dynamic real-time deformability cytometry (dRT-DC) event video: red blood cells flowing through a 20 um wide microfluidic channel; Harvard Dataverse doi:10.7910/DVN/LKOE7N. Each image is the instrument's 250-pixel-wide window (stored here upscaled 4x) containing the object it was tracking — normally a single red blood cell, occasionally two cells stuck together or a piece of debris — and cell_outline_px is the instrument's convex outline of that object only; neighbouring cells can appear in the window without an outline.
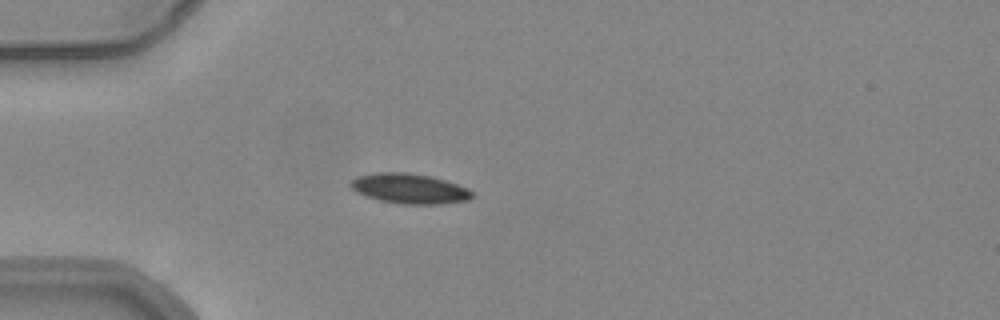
{"species": "common noctule bat (a hibernating species)", "species_latin": "Nyctalus noctula", "temperature_condition": "warm", "stored_images_in_passage": 26, "camera_frame_rate_fps": 3000, "um_per_image_px": 0.085, "animal": {"sex": "female", "body_mass_g": 24.6, "forearm_length_mm": 56.2}, "frame": {"image": 1, "passage_image": 1, "time_ms": 0.0, "image_size_px": [1000, 320], "cell_outline_px": [[476, 196], [468, 200], [444, 204], [400, 204], [380, 200], [364, 196], [356, 192], [348, 184], [352, 180], [360, 176], [376, 172], [408, 172], [428, 176], [444, 180], [468, 188]], "centroid_in_image_um": [34.81, 16.04], "position_along_channel_um": 50.2, "area_um2": 21.33}}
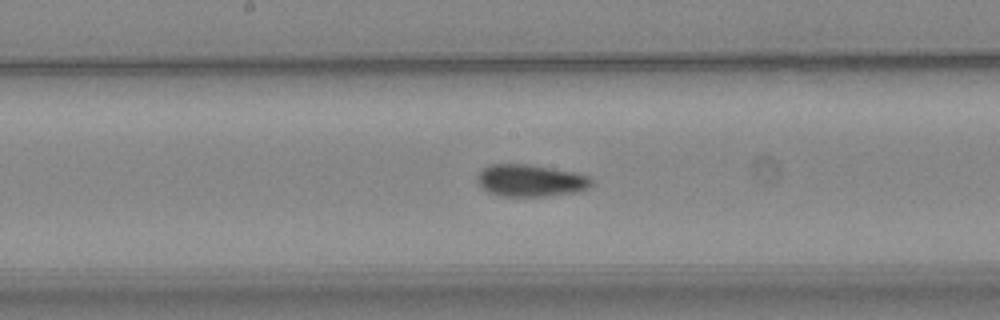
{"frame": {"image": 2, "passage_image": 14, "time_ms": 4.333, "image_size_px": [1000, 320], "cell_outline_px": [[592, 184], [588, 188], [580, 192], [544, 196], [500, 196], [488, 192], [476, 180], [476, 176], [488, 164], [532, 164], [576, 172], [588, 176], [592, 180]], "centroid_in_image_um": [45.12, 15.34], "position_along_channel_um": 203.1, "area_um2": 21.56}}
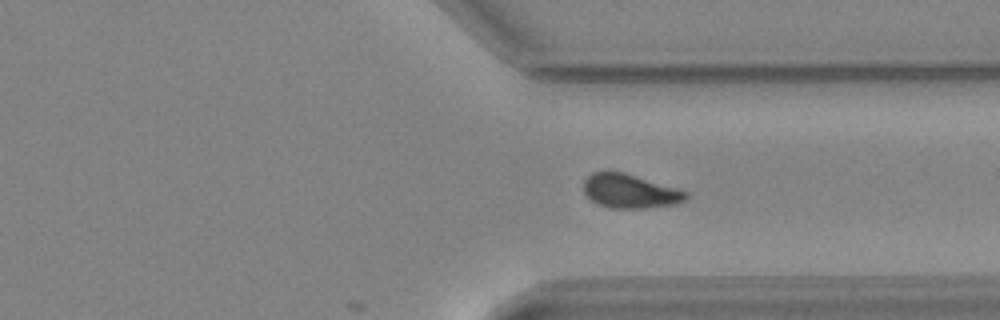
{"frame": {"image": 3, "passage_image": 26, "time_ms": 8.333, "image_size_px": [1000, 320], "cell_outline_px": [[688, 200], [676, 204], [644, 208], [612, 208], [596, 204], [584, 192], [584, 180], [592, 172], [624, 172], [676, 188], [688, 192]], "centroid_in_image_um": [53.56, 16.26], "position_along_channel_um": 357.8, "area_um2": 20.17}}